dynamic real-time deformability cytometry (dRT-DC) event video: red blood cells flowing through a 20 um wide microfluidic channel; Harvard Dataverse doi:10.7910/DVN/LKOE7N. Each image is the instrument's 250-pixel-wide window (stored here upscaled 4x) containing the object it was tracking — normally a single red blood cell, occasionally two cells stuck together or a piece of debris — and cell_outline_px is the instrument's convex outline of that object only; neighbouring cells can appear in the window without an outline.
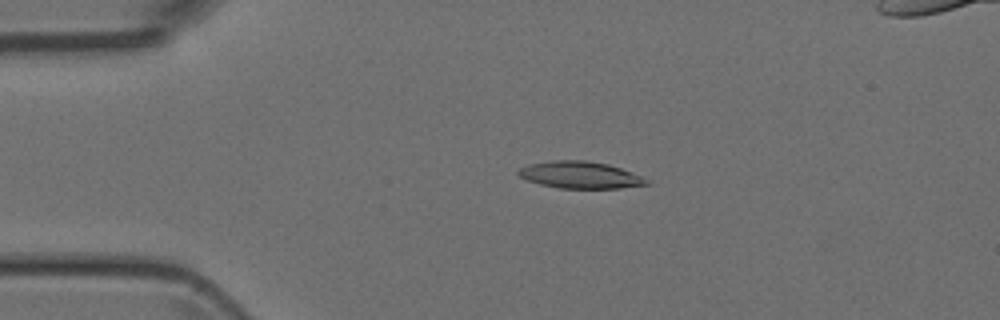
{"species": "Egyptian fruit bat (a non-hibernating species)", "species_latin": "Rousettus aegyptiacus", "temperature_condition": "room temperature", "stored_images_in_passage": 15, "camera_frame_rate_fps": 3000, "um_per_image_px": 0.085, "animal": {"sex": "female"}, "frame": {"image": 1, "passage_image": 10, "time_ms": 3.0, "image_size_px": [1000, 320], "cell_outline_px": [[652, 184], [620, 188], [560, 188], [540, 184], [528, 180], [520, 176], [516, 172], [520, 168], [532, 164], [552, 160], [584, 160], [608, 164], [620, 168], [640, 176], [648, 180]], "centroid_in_image_um": [49.33, 14.87], "position_along_channel_um": 35.7, "area_um2": 19.88}}